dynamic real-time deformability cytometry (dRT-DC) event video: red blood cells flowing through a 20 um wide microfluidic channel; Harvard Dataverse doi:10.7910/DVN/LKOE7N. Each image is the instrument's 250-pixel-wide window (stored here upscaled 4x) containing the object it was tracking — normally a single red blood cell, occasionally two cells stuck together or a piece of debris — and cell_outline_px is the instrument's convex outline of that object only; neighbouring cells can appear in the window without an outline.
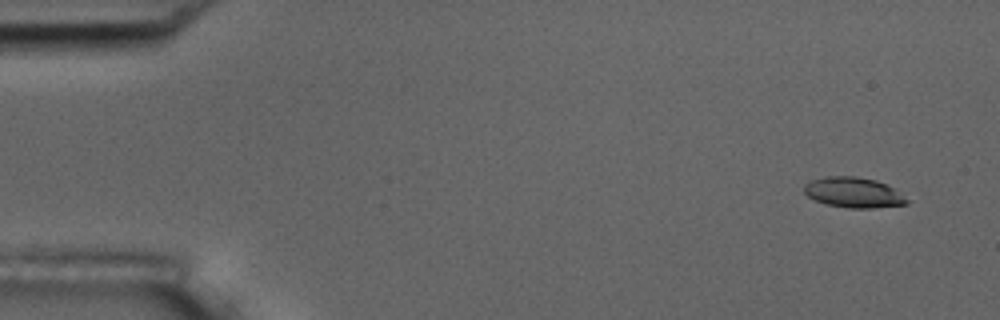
{"species": "common noctule bat (a hibernating species)", "species_latin": "Nyctalus noctula", "temperature_condition": "room temperature", "stored_images_in_passage": 6, "camera_frame_rate_fps": 3000, "um_per_image_px": 0.085, "animal": {"sex": "male", "body_mass_g": 17.5, "forearm_length_mm": 52.3}, "frame": {"image": 1, "passage_image": 1, "time_ms": 0.0, "image_size_px": [1000, 320], "cell_outline_px": [[908, 204], [872, 208], [848, 208], [824, 204], [808, 196], [804, 192], [804, 184], [812, 180], [824, 176], [856, 176], [876, 180], [888, 184], [896, 188], [908, 200]], "centroid_in_image_um": [72.57, 16.35], "position_along_channel_um": 12.4, "area_um2": 18.38}}
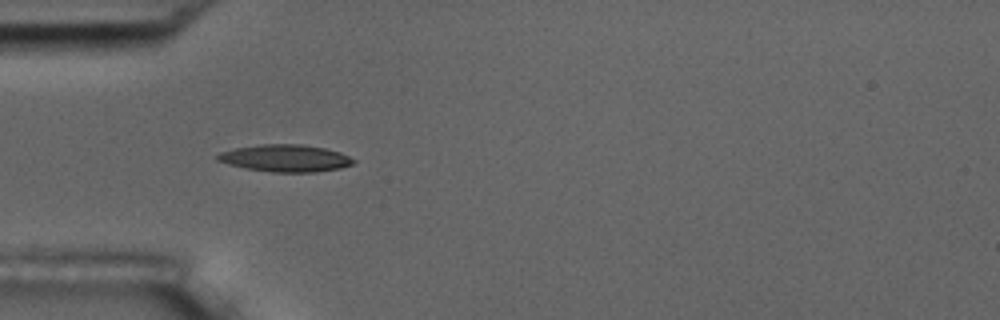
{"frame": {"image": 2, "passage_image": 5, "time_ms": 1.333, "image_size_px": [1000, 320], "cell_outline_px": [[356, 160], [352, 164], [340, 168], [316, 172], [272, 172], [244, 168], [228, 164], [216, 160], [216, 156], [220, 152], [236, 148], [260, 144], [300, 144], [324, 148], [340, 152]], "centroid_in_image_um": [24.24, 13.45], "position_along_channel_um": 60.8, "area_um2": 21.44}}